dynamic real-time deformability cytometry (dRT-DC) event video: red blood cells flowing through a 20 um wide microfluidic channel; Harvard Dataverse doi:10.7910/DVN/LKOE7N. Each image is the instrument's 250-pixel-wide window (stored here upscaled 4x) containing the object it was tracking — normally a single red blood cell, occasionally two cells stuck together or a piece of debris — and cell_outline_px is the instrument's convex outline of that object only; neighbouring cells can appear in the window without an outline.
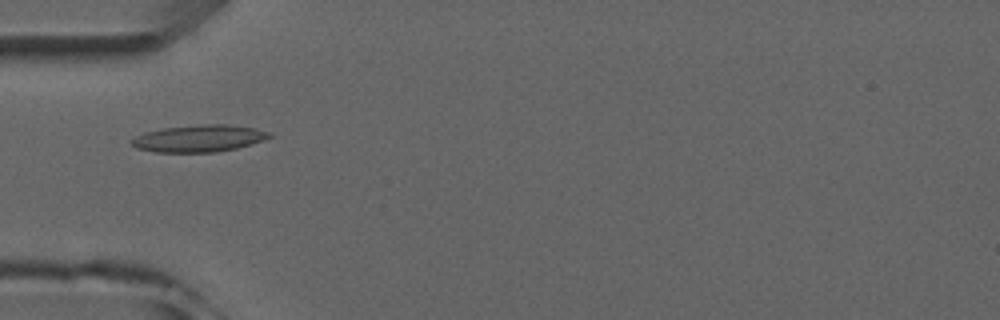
{"species": "common noctule bat (a hibernating species)", "species_latin": "Nyctalus noctula", "temperature_condition": "room temperature", "stored_images_in_passage": 3, "camera_frame_rate_fps": 3000, "um_per_image_px": 0.085, "animal": {"sex": "male", "forearm_length_mm": 52.5}, "frame": {"image": 1, "passage_image": 2, "time_ms": 1.0, "image_size_px": [1000, 320], "cell_outline_px": [[272, 136], [264, 140], [252, 144], [236, 148], [216, 152], [156, 152], [136, 148], [128, 140], [136, 136], [148, 132], [164, 128], [204, 124], [224, 124], [256, 128], [268, 132]], "centroid_in_image_um": [16.92, 11.77], "position_along_channel_um": 68.1, "area_um2": 21.5}}
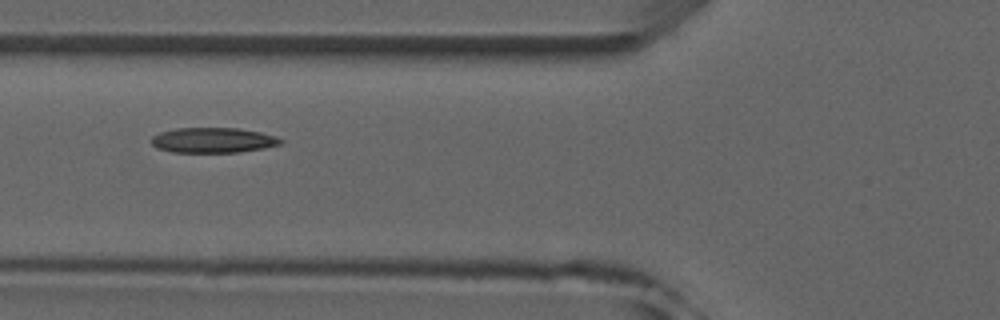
{"frame": {"image": 2, "passage_image": 3, "time_ms": 2.0, "image_size_px": [1000, 320], "cell_outline_px": [[284, 144], [264, 148], [240, 152], [172, 152], [156, 148], [152, 144], [152, 136], [160, 132], [176, 128], [240, 128], [260, 132], [276, 136], [284, 140]], "centroid_in_image_um": [18.15, 11.92], "position_along_channel_um": 107.7, "area_um2": 19.13}}